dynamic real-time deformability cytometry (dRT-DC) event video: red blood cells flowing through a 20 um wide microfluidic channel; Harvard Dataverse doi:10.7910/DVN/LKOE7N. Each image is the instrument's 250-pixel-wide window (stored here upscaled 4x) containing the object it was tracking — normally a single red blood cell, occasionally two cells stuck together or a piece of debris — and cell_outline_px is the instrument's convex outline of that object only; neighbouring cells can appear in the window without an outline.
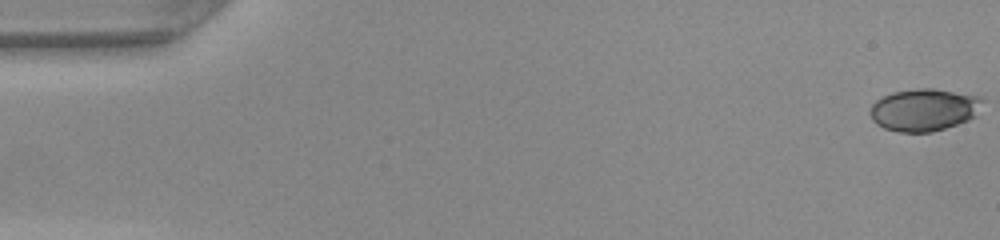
{"species": "common noctule bat (a hibernating species)", "species_latin": "Nyctalus noctula", "temperature_condition": "warm", "stored_images_in_passage": 49, "camera_frame_rate_fps": 3000, "um_per_image_px": 0.085, "animal": {"sex": "female", "body_mass_g": 22.0, "forearm_length_mm": 56.7}, "frame": {"image": 1, "passage_image": 1, "time_ms": 0.0, "image_size_px": [1000, 240], "cell_outline_px": [[984, 100], [976, 116], [968, 120], [932, 132], [900, 132], [884, 128], [876, 124], [872, 120], [868, 112], [872, 104], [876, 100], [892, 92], [920, 88], [932, 88], [980, 96]], "centroid_in_image_um": [78.53, 9.33], "position_along_channel_um": 6.5, "area_um2": 27.8}}
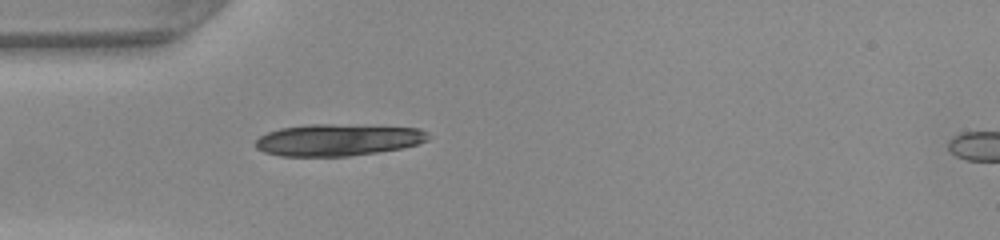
{"frame": {"image": 2, "passage_image": 15, "time_ms": 4.667, "image_size_px": [1000, 240], "cell_outline_px": [[432, 136], [428, 140], [404, 148], [348, 156], [280, 156], [264, 152], [256, 148], [256, 140], [260, 136], [268, 132], [280, 128], [312, 124], [332, 124], [420, 128], [428, 132]], "centroid_in_image_um": [28.74, 11.89], "position_along_channel_um": 56.3, "area_um2": 32.02}}
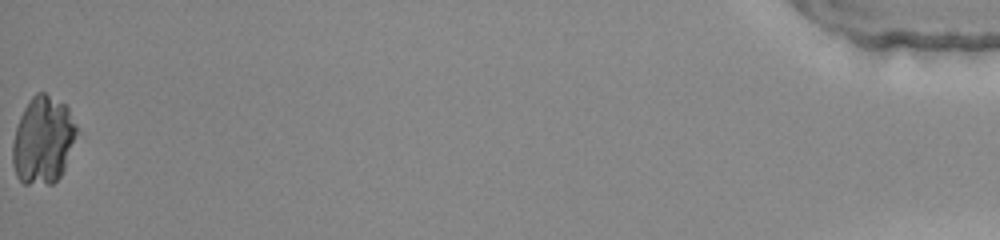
{"frame": {"image": 3, "passage_image": 49, "time_ms": 16.0, "image_size_px": [1000, 240], "cell_outline_px": [[76, 132], [64, 168], [60, 176], [52, 184], [24, 184], [16, 176], [12, 164], [12, 144], [16, 128], [20, 116], [24, 108], [32, 96], [36, 92], [44, 92], [64, 104], [68, 108], [76, 124]], "centroid_in_image_um": [3.62, 11.92], "position_along_channel_um": 431.6, "area_um2": 32.37}}